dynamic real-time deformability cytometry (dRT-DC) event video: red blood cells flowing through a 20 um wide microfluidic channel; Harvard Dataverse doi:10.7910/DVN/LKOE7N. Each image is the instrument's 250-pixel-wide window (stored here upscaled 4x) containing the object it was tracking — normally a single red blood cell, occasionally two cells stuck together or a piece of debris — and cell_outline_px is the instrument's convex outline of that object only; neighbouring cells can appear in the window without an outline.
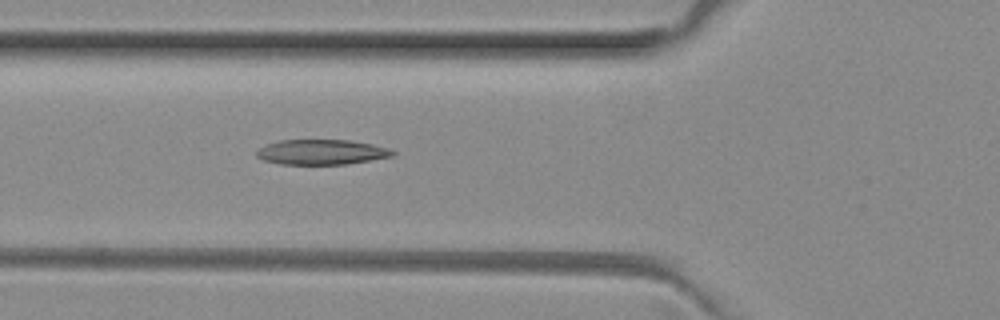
{"species": "common noctule bat (a hibernating species)", "species_latin": "Nyctalus noctula", "temperature_condition": "room temperature", "stored_images_in_passage": 4, "camera_frame_rate_fps": 3000, "um_per_image_px": 0.085, "animal": {"sex": "female", "body_mass_g": 29.2, "forearm_length_mm": 56.3}, "frame": {"image": 1, "passage_image": 4, "time_ms": 1.0, "image_size_px": [1000, 320], "cell_outline_px": [[396, 152], [392, 156], [348, 164], [280, 164], [264, 160], [256, 156], [256, 152], [260, 148], [268, 144], [280, 140], [348, 140], [372, 144], [388, 148]], "centroid_in_image_um": [27.33, 12.93], "position_along_channel_um": 98.5, "area_um2": 19.71}}